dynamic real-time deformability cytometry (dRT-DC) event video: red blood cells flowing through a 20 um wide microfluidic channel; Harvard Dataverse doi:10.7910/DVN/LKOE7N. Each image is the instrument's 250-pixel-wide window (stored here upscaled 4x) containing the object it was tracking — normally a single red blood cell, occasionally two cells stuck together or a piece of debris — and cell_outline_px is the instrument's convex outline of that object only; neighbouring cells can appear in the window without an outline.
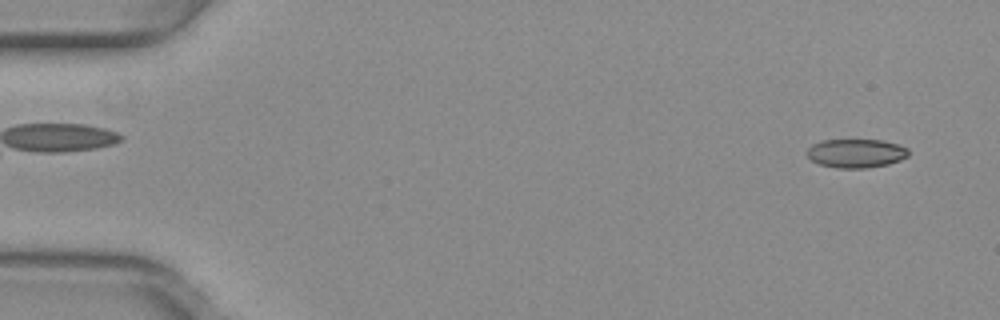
{"species": "common noctule bat (a hibernating species)", "species_latin": "Nyctalus noctula", "temperature_condition": "warm", "stored_images_in_passage": 52, "camera_frame_rate_fps": 3000, "um_per_image_px": 0.085, "animal": {"sex": "female", "body_mass_g": 29.2, "forearm_length_mm": 56.3}, "frame": {"image": 1, "passage_image": 3, "time_ms": 0.667, "image_size_px": [1000, 320], "cell_outline_px": [[908, 156], [900, 160], [888, 164], [864, 168], [836, 168], [820, 164], [812, 160], [808, 156], [808, 148], [812, 144], [824, 140], [880, 140], [900, 144], [908, 148]], "centroid_in_image_um": [72.79, 13.02], "position_along_channel_um": 12.2, "area_um2": 16.94}}
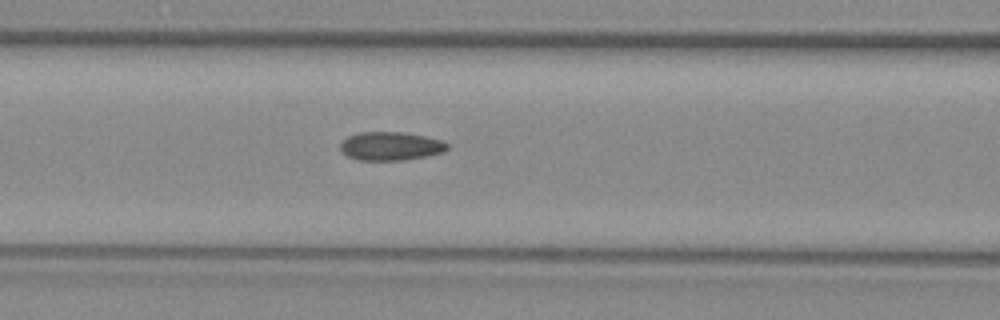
{"frame": {"image": 2, "passage_image": 22, "time_ms": 7.0, "image_size_px": [1000, 320], "cell_outline_px": [[448, 148], [444, 152], [404, 160], [356, 160], [348, 156], [340, 148], [340, 144], [348, 136], [360, 132], [400, 132], [424, 136], [440, 140], [448, 144]], "centroid_in_image_um": [33.19, 12.42], "position_along_channel_um": 133.4, "area_um2": 17.57}}
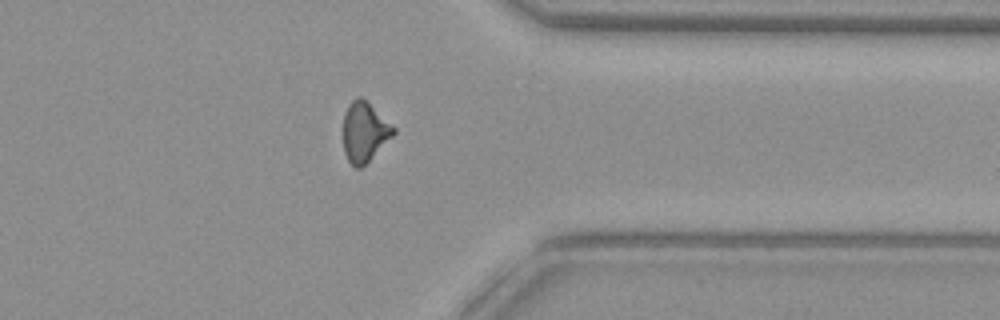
{"frame": {"image": 3, "passage_image": 41, "time_ms": 13.333, "image_size_px": [1000, 320], "cell_outline_px": [[396, 132], [360, 168], [356, 168], [348, 160], [344, 152], [344, 112], [348, 104], [356, 96], [360, 96], [396, 128]], "centroid_in_image_um": [30.96, 11.19], "position_along_channel_um": 380.4, "area_um2": 17.05}, "authors_computed_cell_mechanics": {"area_um2": 17.2244, "velocity_mm_per_s": 4.0264, "shape_relaxation_time_tau1_ms": null, "shape_relaxation_time_tau2_ms": 1.6314, "deformation_change_tau1": null, "deformation_change_tau2": 0.0842}}